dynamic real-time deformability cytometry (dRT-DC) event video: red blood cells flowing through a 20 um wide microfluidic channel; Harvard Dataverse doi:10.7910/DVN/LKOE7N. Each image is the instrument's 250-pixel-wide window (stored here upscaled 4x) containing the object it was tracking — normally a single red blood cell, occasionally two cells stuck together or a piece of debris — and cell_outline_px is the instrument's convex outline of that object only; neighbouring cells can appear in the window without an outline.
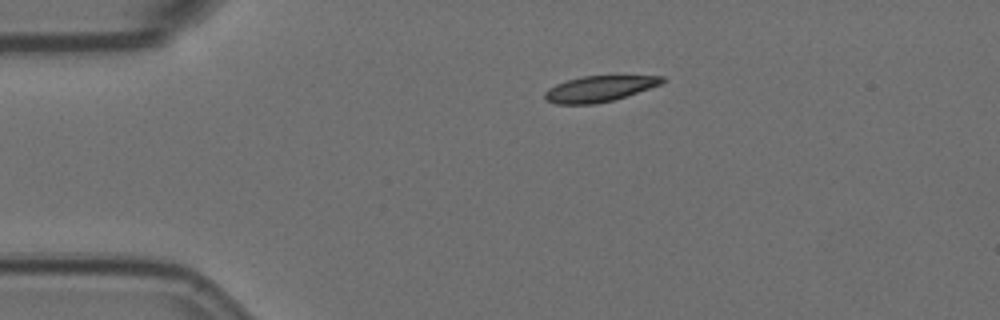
{"species": "Egyptian fruit bat (a non-hibernating species)", "species_latin": "Rousettus aegyptiacus", "temperature_condition": "room temperature", "stored_images_in_passage": 9, "camera_frame_rate_fps": 3000, "um_per_image_px": 0.085, "animal": {"sex": "female"}, "frame": {"image": 1, "passage_image": 1, "time_ms": 0.0, "image_size_px": [1000, 320], "cell_outline_px": [[668, 80], [660, 84], [612, 100], [596, 104], [556, 104], [544, 100], [544, 92], [548, 88], [556, 84], [580, 76], [664, 76]], "centroid_in_image_um": [50.88, 7.54], "position_along_channel_um": 34.1, "area_um2": 17.51}}
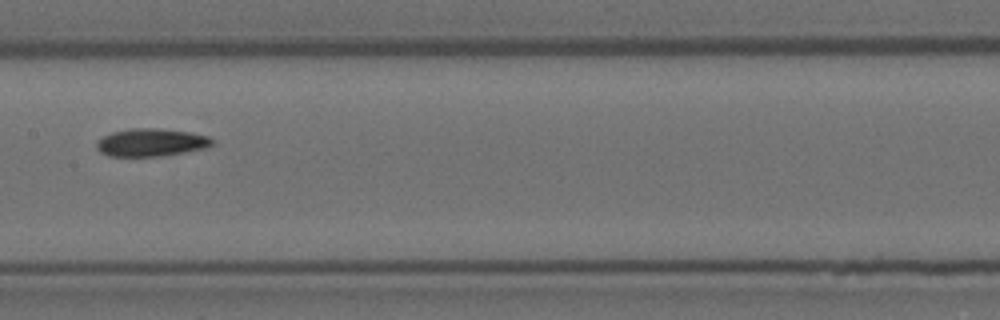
{"frame": {"image": 2, "passage_image": 6, "time_ms": 1.667, "image_size_px": [1000, 320], "cell_outline_px": [[212, 144], [208, 148], [184, 152], [156, 156], [108, 156], [100, 152], [96, 148], [96, 140], [112, 132], [128, 128], [156, 128], [192, 132], [208, 136], [212, 140]], "centroid_in_image_um": [12.82, 12.1], "position_along_channel_um": 194.6, "area_um2": 18.79}}
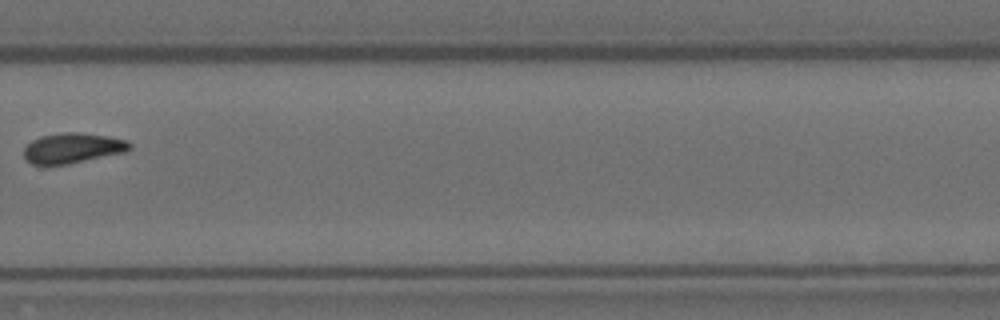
{"frame": {"image": 3, "passage_image": 9, "time_ms": 2.667, "image_size_px": [1000, 320], "cell_outline_px": [[132, 148], [124, 152], [68, 164], [32, 164], [24, 156], [24, 148], [32, 140], [40, 136], [64, 132], [76, 132], [108, 136], [124, 140], [132, 144]], "centroid_in_image_um": [6.17, 12.58], "position_along_channel_um": 323.6, "area_um2": 18.38}}